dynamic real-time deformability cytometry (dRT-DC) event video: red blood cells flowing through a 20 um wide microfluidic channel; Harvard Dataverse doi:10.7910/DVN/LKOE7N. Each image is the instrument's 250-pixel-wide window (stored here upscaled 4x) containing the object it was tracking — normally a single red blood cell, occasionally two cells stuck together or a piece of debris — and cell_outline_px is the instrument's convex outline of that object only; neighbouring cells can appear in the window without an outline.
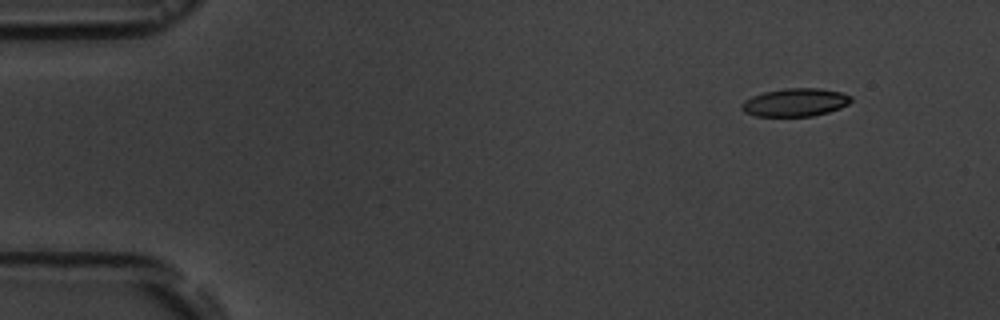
{"species": "common noctule bat (a hibernating species)", "species_latin": "Nyctalus noctula", "temperature_condition": "room temperature", "stored_images_in_passage": 4, "camera_frame_rate_fps": 3000, "um_per_image_px": 0.085, "animal": {"sex": "male", "body_mass_g": 19.5, "forearm_length_mm": 54.6}, "frame": {"image": 1, "passage_image": 1, "time_ms": 0.0, "image_size_px": [1000, 320], "cell_outline_px": [[852, 100], [848, 104], [840, 108], [828, 112], [812, 116], [756, 116], [744, 112], [740, 108], [740, 104], [744, 100], [752, 96], [764, 92], [784, 88], [820, 88], [840, 92], [852, 96]], "centroid_in_image_um": [67.57, 8.7], "position_along_channel_um": 17.4, "area_um2": 17.98}}
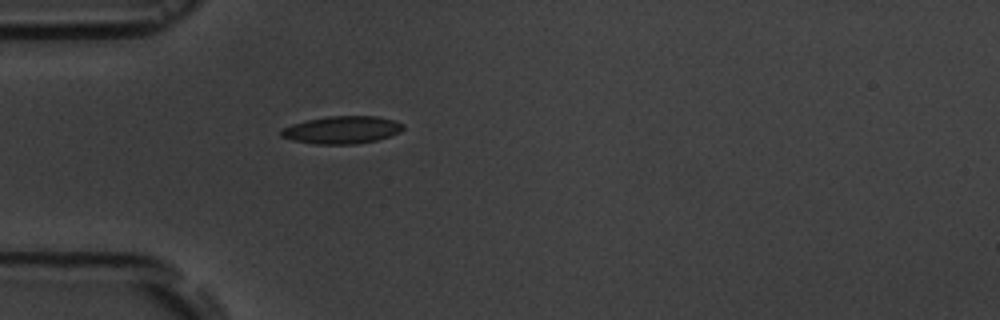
{"frame": {"image": 2, "passage_image": 4, "time_ms": 3.667, "image_size_px": [1000, 320], "cell_outline_px": [[404, 128], [400, 132], [376, 140], [356, 144], [316, 144], [292, 140], [280, 136], [280, 128], [292, 124], [308, 120], [328, 116], [376, 116], [392, 120], [404, 124]], "centroid_in_image_um": [29.04, 11.04], "position_along_channel_um": 56.0, "area_um2": 19.54}}